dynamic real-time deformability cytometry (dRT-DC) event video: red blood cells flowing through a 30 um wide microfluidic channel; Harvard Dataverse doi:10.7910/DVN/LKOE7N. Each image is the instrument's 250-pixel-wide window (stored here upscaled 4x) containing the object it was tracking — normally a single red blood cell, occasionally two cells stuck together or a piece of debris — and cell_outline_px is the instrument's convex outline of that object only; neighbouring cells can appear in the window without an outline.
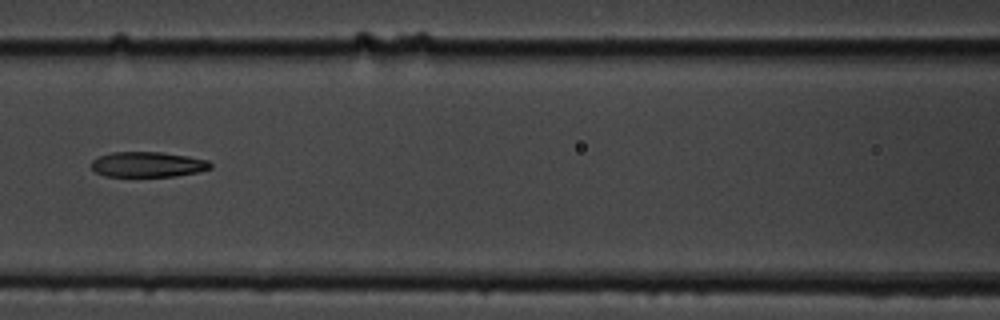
{"species": "common noctule bat (a hibernating species)", "species_latin": "Nyctalus noctula", "temperature_condition": "cold", "stored_images_in_passage": 8, "camera_frame_rate_fps": 3000, "um_per_image_px": 0.085, "animal": {"sex": "male", "body_mass_g": 19.5, "forearm_length_mm": 54.6}, "frame": {"image": 1, "passage_image": 8, "time_ms": 8.333, "image_size_px": [1000, 320], "cell_outline_px": [[212, 168], [196, 172], [176, 176], [104, 176], [96, 172], [92, 168], [92, 160], [100, 156], [112, 152], [160, 152], [188, 156], [208, 160], [212, 164]], "centroid_in_image_um": [12.57, 13.97], "position_along_channel_um": 154.0, "area_um2": 17.46}}